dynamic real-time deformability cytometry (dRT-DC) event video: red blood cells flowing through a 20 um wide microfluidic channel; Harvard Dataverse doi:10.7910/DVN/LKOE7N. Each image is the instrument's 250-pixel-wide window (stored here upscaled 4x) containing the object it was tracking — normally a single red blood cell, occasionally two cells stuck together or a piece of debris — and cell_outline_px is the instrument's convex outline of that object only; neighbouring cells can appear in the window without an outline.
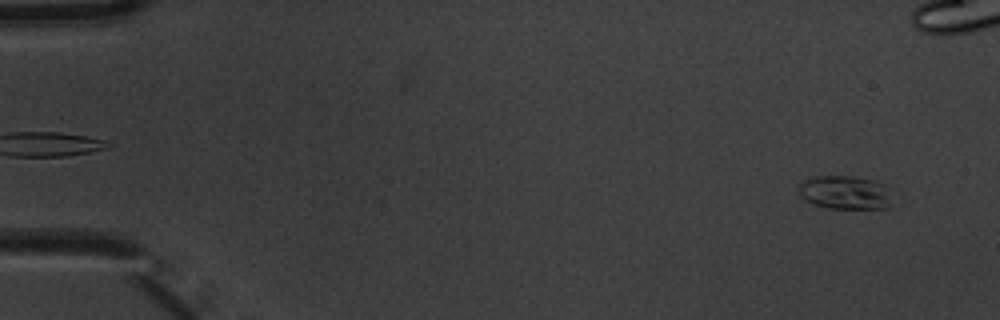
{"species": "common noctule bat (a hibernating species)", "species_latin": "Nyctalus noctula", "temperature_condition": "warm", "stored_images_in_passage": 6, "camera_frame_rate_fps": 3000, "um_per_image_px": 0.085, "animal": {"sex": "male", "body_mass_g": 20.1, "forearm_length_mm": 53.5}, "frame": {"image": 1, "passage_image": 1, "time_ms": 0.0, "image_size_px": [1000, 320], "cell_outline_px": [[892, 208], [828, 208], [812, 204], [804, 200], [800, 196], [800, 180], [816, 176], [852, 176], [872, 180], [884, 184], [892, 188]], "centroid_in_image_um": [71.89, 16.36], "position_along_channel_um": 13.1, "area_um2": 18.79}}
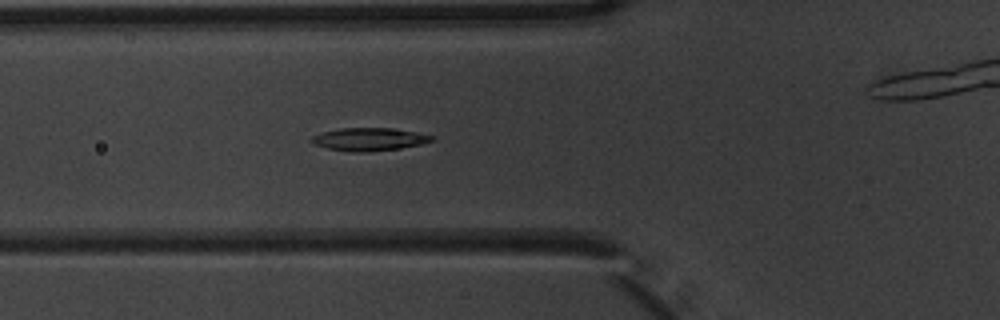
{"frame": {"image": 2, "passage_image": 5, "time_ms": 1.333, "image_size_px": [1000, 320], "cell_outline_px": [[436, 136], [432, 140], [420, 144], [396, 148], [364, 152], [352, 152], [328, 148], [312, 144], [308, 140], [312, 136], [324, 132], [340, 128], [392, 128], [416, 132]], "centroid_in_image_um": [31.33, 11.83], "position_along_channel_um": 94.5, "area_um2": 15.84}}